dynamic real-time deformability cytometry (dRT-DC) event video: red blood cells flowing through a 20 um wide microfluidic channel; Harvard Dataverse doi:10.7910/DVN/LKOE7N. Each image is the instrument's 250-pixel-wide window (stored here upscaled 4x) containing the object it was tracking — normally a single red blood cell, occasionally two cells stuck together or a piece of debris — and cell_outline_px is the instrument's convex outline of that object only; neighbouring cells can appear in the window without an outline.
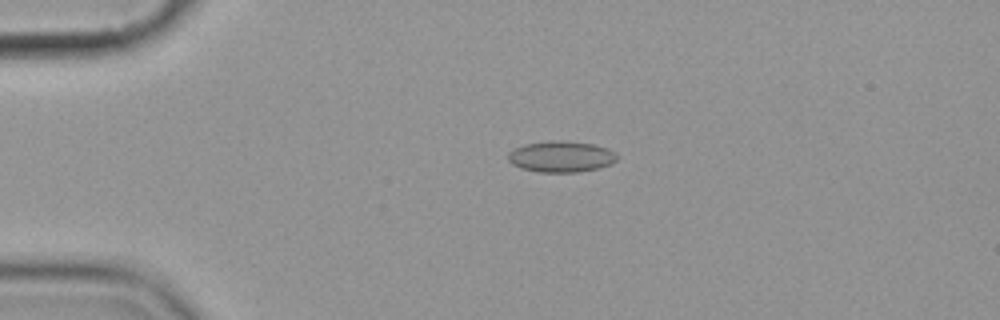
{"species": "common noctule bat (a hibernating species)", "species_latin": "Nyctalus noctula", "temperature_condition": "cold", "stored_images_in_passage": 4, "camera_frame_rate_fps": 3000, "um_per_image_px": 0.085, "animal": {"sex": "female", "body_mass_g": 19.9}, "frame": {"image": 1, "passage_image": 3, "time_ms": 2.333, "image_size_px": [1000, 320], "cell_outline_px": [[616, 160], [612, 164], [596, 168], [576, 172], [540, 172], [520, 168], [512, 164], [508, 160], [508, 152], [524, 144], [552, 140], [560, 140], [592, 144], [608, 148], [616, 152]], "centroid_in_image_um": [47.68, 13.31], "position_along_channel_um": 37.3, "area_um2": 19.71}}